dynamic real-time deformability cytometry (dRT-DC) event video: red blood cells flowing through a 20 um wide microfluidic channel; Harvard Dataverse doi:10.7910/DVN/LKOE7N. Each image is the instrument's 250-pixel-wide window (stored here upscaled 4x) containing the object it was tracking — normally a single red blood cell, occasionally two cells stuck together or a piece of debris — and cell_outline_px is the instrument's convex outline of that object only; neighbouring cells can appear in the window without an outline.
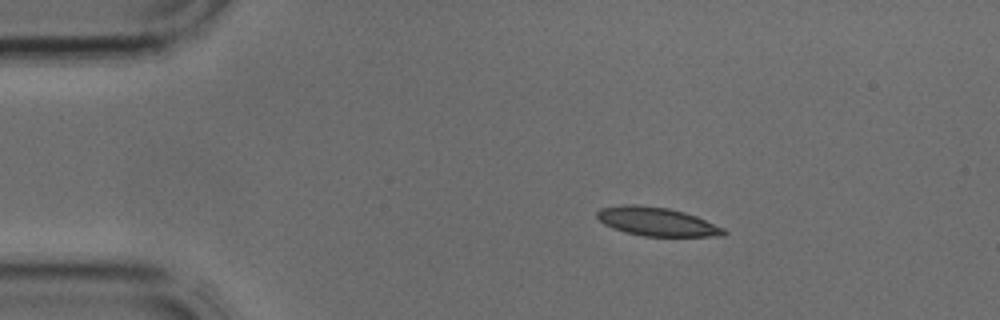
{"species": "common noctule bat (a hibernating species)", "species_latin": "Nyctalus noctula", "temperature_condition": "cold", "stored_images_in_passage": 3, "camera_frame_rate_fps": 3000, "um_per_image_px": 0.085, "animal": {"sex": "male", "body_mass_g": 17.9, "forearm_length_mm": 54.2}, "frame": {"image": 1, "passage_image": 1, "time_ms": 0.0, "image_size_px": [1000, 320], "cell_outline_px": [[728, 232], [724, 236], [644, 236], [624, 232], [612, 228], [604, 224], [596, 216], [596, 212], [600, 208], [624, 204], [636, 204], [668, 208], [684, 212], [696, 216], [724, 228]], "centroid_in_image_um": [55.81, 18.83], "position_along_channel_um": 29.2, "area_um2": 21.21}}
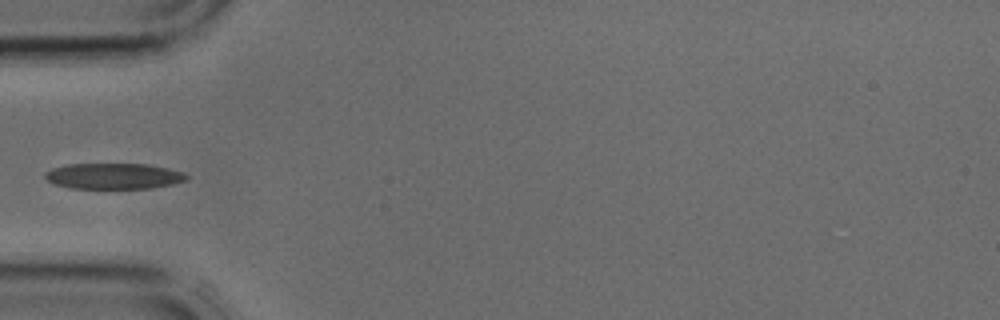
{"frame": {"image": 2, "passage_image": 3, "time_ms": 0.667, "image_size_px": [1000, 320], "cell_outline_px": [[188, 180], [172, 184], [152, 188], [68, 188], [52, 184], [44, 176], [44, 172], [52, 168], [68, 164], [148, 164], [168, 168], [184, 172], [188, 176]], "centroid_in_image_um": [9.65, 14.97], "position_along_channel_um": 75.3, "area_um2": 21.44}}